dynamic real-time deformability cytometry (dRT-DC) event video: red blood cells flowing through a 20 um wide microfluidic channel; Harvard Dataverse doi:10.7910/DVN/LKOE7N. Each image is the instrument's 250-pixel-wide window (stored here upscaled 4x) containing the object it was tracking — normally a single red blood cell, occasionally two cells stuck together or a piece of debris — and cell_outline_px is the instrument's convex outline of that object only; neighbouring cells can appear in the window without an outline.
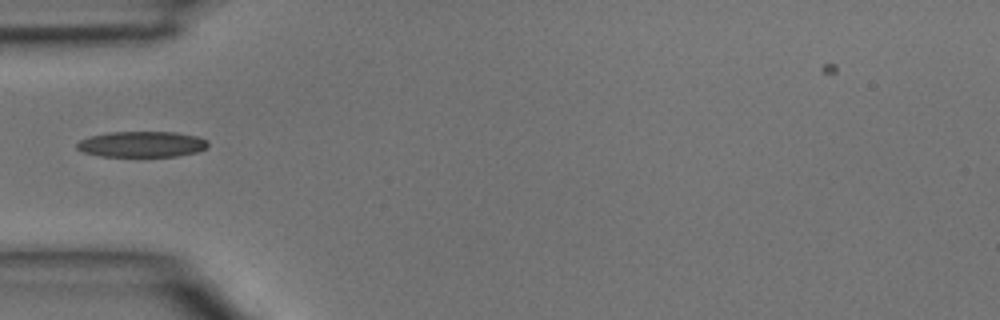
{"species": "common noctule bat (a hibernating species)", "species_latin": "Nyctalus noctula", "temperature_condition": "room temperature", "stored_images_in_passage": 1, "camera_frame_rate_fps": 3000, "um_per_image_px": 0.085, "animal": {"sex": "male", "body_mass_g": 15.6}, "frame": {"image": 1, "passage_image": 1, "time_ms": 0.0, "image_size_px": [1000, 320], "cell_outline_px": [[208, 144], [204, 148], [196, 152], [176, 156], [100, 156], [84, 152], [76, 148], [76, 144], [80, 140], [88, 136], [108, 132], [176, 132], [196, 136], [208, 140]], "centroid_in_image_um": [12.02, 12.25], "position_along_channel_um": 73.0, "area_um2": 19.65}}